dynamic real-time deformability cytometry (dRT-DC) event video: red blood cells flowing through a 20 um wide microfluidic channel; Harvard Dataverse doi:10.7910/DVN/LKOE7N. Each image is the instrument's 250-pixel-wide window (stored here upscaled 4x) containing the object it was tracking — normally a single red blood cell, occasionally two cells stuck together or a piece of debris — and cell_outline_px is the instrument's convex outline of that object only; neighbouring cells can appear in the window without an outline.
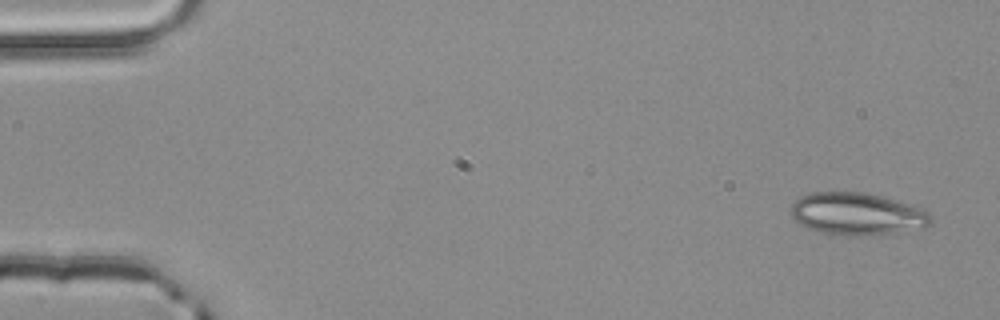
{"species": "common noctule bat (a hibernating species)", "species_latin": "Nyctalus noctula", "temperature_condition": "room temperature", "stored_images_in_passage": 3, "camera_frame_rate_fps": 3000, "um_per_image_px": 0.085, "animal": {"sex": "male", "body_mass_g": 20.4}, "frame": {"image": 1, "passage_image": 1, "time_ms": 0.0, "image_size_px": [1000, 320], "cell_outline_px": [[932, 224], [924, 228], [884, 236], [848, 236], [820, 232], [808, 228], [800, 224], [788, 212], [792, 204], [800, 196], [812, 192], [864, 192], [896, 200], [924, 208], [932, 216]], "centroid_in_image_um": [72.91, 18.21], "position_along_channel_um": 12.1, "area_um2": 35.37}}